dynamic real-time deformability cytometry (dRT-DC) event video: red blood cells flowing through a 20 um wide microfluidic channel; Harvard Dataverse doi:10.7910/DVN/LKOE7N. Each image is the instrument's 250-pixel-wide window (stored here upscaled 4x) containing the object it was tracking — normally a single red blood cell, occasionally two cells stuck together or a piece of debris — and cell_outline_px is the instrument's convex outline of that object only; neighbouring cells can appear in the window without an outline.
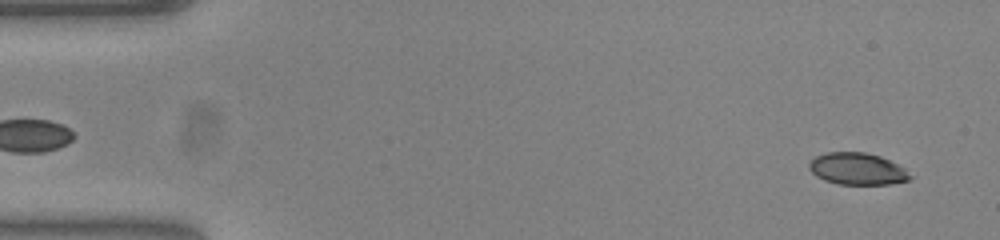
{"species": "common noctule bat (a hibernating species)", "species_latin": "Nyctalus noctula", "temperature_condition": "warm", "stored_images_in_passage": 51, "camera_frame_rate_fps": 3000, "um_per_image_px": 0.085, "animal": {"sex": "female", "body_mass_g": 23.0, "forearm_length_mm": 53.4}, "frame": {"image": 1, "passage_image": 4, "time_ms": 1.0, "image_size_px": [1000, 240], "cell_outline_px": [[912, 176], [908, 180], [888, 184], [836, 184], [824, 180], [816, 176], [808, 168], [808, 164], [816, 156], [828, 152], [864, 152], [880, 156], [904, 168]], "centroid_in_image_um": [72.84, 14.35], "position_along_channel_um": 12.2, "area_um2": 18.61}}
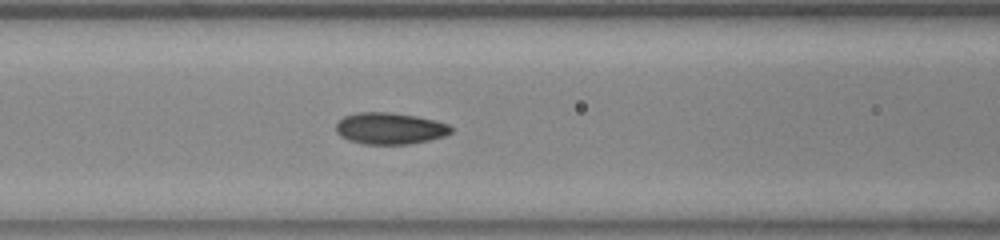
{"frame": {"image": 2, "passage_image": 23, "time_ms": 7.333, "image_size_px": [1000, 240], "cell_outline_px": [[452, 132], [444, 136], [428, 140], [408, 144], [364, 144], [348, 140], [340, 136], [336, 132], [336, 124], [344, 116], [356, 112], [392, 112], [416, 116], [436, 120], [448, 124], [452, 128]], "centroid_in_image_um": [33.13, 10.91], "position_along_channel_um": 133.5, "area_um2": 21.27}}
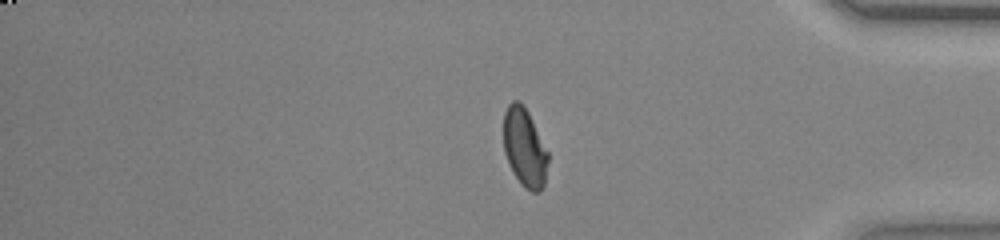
{"frame": {"image": 3, "passage_image": 45, "time_ms": 14.667, "image_size_px": [1000, 240], "cell_outline_px": [[548, 160], [544, 184], [540, 192], [532, 192], [524, 188], [520, 184], [512, 172], [504, 152], [504, 112], [508, 104], [512, 100], [516, 100], [528, 112], [548, 152]], "centroid_in_image_um": [44.58, 12.58], "position_along_channel_um": 390.6, "area_um2": 20.29}, "authors_computed_cell_mechanics": {"area_um2": 20.5768, "velocity_mm_per_s": 3.8457, "shape_relaxation_time_tau1_ms": 5.9613, "shape_relaxation_time_tau2_ms": 0.941, "deformation_change_tau1": 0.159, "deformation_change_tau2": 0.0459}}